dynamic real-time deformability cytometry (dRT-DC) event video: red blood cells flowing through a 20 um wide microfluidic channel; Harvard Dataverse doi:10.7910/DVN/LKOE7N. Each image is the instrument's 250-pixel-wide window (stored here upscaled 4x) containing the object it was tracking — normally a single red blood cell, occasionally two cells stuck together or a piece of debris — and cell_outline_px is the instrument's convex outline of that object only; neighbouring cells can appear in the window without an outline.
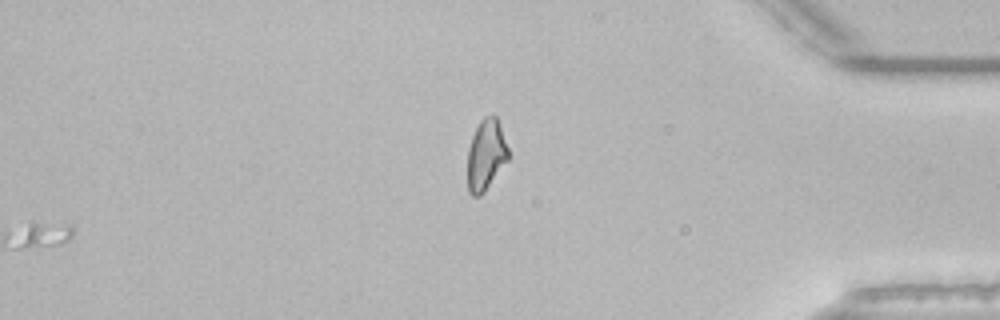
{"species": "common noctule bat (a hibernating species)", "species_latin": "Nyctalus noctula", "temperature_condition": "room temperature", "stored_images_in_passage": 51, "segment_of_instrument_passage": [2, 2], "camera_frame_rate_fps": 3000, "um_per_image_px": 0.085, "animal": {"sex": "male", "body_mass_g": 21.5, "forearm_length_mm": 52.0}, "frame": {"image": 1, "passage_image": 51, "time_ms": 16.667, "image_size_px": [1000, 320], "cell_outline_px": [[508, 160], [484, 192], [480, 196], [472, 196], [468, 192], [468, 148], [472, 136], [480, 120], [484, 116], [496, 116], [508, 148]], "centroid_in_image_um": [41.29, 13.18], "position_along_channel_um": 393.9, "area_um2": 16.65}}